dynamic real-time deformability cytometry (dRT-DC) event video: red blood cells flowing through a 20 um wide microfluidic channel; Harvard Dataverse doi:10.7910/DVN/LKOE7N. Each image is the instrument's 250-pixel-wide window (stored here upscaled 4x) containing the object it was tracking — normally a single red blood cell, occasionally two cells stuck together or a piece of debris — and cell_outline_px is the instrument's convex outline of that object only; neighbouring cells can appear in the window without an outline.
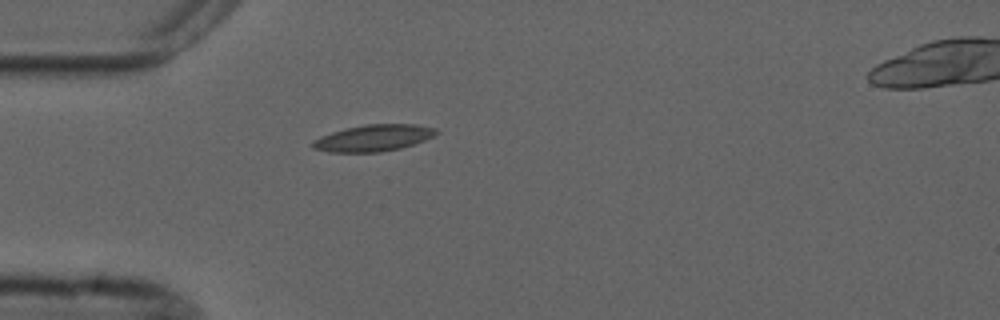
{"species": "common noctule bat (a hibernating species)", "species_latin": "Nyctalus noctula", "temperature_condition": "cold", "stored_images_in_passage": 5, "camera_frame_rate_fps": 3000, "um_per_image_px": 0.085, "animal": {"sex": "male", "forearm_length_mm": 52.5}, "frame": {"image": 1, "passage_image": 5, "time_ms": 5.667, "image_size_px": [1000, 320], "cell_outline_px": [[440, 132], [424, 140], [400, 148], [380, 152], [328, 152], [312, 148], [312, 140], [320, 136], [344, 128], [364, 124], [416, 124], [436, 128]], "centroid_in_image_um": [31.71, 11.72], "position_along_channel_um": 53.3, "area_um2": 19.19}}